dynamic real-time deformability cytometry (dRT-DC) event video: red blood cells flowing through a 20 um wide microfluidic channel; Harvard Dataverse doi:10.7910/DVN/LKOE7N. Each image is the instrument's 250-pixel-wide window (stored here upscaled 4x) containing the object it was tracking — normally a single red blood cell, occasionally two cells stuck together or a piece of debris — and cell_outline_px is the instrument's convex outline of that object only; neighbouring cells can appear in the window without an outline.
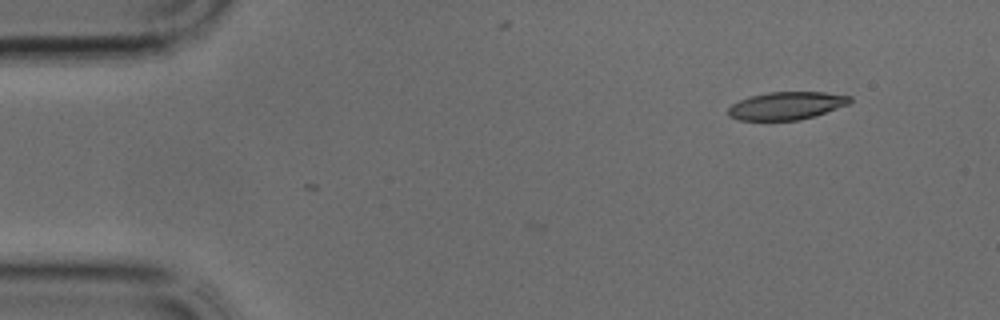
{"species": "common noctule bat (a hibernating species)", "species_latin": "Nyctalus noctula", "temperature_condition": "cold", "stored_images_in_passage": 9, "camera_frame_rate_fps": 3000, "um_per_image_px": 0.085, "animal": {"sex": "male", "body_mass_g": 17.9, "forearm_length_mm": 54.2}, "frame": {"image": 1, "passage_image": 1, "time_ms": 0.0, "image_size_px": [1000, 320], "cell_outline_px": [[852, 100], [848, 104], [816, 116], [800, 120], [740, 120], [728, 116], [728, 108], [732, 104], [740, 100], [752, 96], [768, 92], [824, 92], [852, 96]], "centroid_in_image_um": [66.87, 8.99], "position_along_channel_um": 18.1, "area_um2": 19.71}}
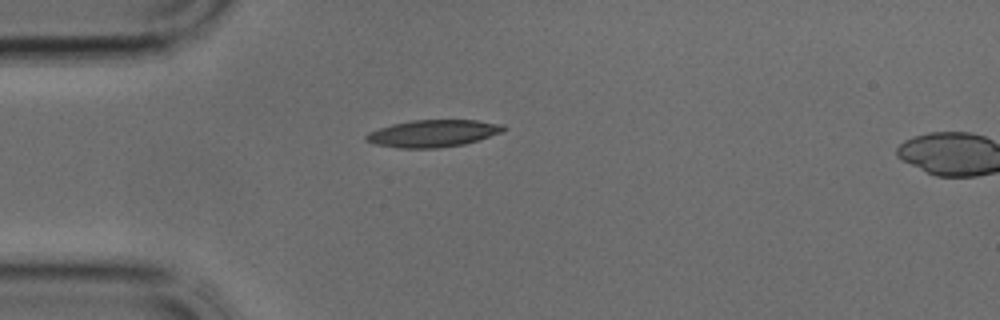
{"frame": {"image": 2, "passage_image": 7, "time_ms": 2.0, "image_size_px": [1000, 320], "cell_outline_px": [[508, 128], [500, 132], [464, 144], [436, 148], [400, 148], [376, 144], [364, 140], [364, 136], [368, 132], [392, 124], [412, 120], [476, 120], [504, 124]], "centroid_in_image_um": [36.78, 11.33], "position_along_channel_um": 48.2, "area_um2": 21.56}}